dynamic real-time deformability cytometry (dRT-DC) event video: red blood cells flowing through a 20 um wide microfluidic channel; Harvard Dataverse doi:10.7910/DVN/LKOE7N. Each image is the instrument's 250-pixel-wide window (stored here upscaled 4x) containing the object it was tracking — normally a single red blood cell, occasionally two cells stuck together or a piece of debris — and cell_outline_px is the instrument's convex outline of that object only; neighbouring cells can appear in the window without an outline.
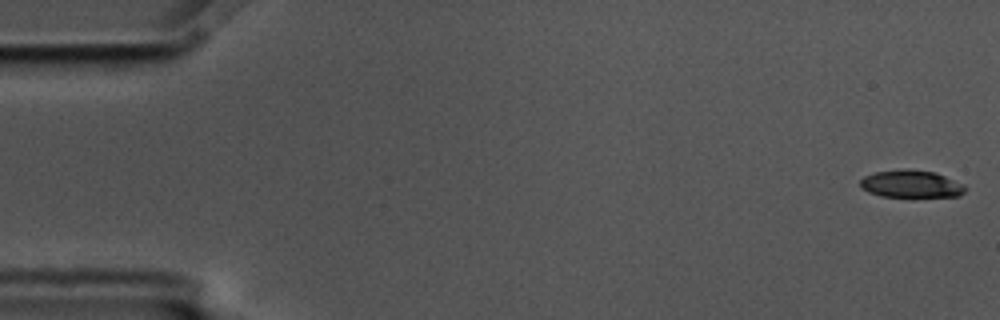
{"species": "common noctule bat (a hibernating species)", "species_latin": "Nyctalus noctula", "temperature_condition": "cold", "stored_images_in_passage": 5, "camera_frame_rate_fps": 3000, "um_per_image_px": 0.085, "animal": {"sex": "male", "body_mass_g": 17.5, "forearm_length_mm": 52.3}, "frame": {"image": 1, "passage_image": 1, "time_ms": 0.0, "image_size_px": [1000, 320], "cell_outline_px": [[968, 188], [960, 196], [880, 196], [868, 192], [860, 188], [860, 180], [864, 176], [876, 172], [936, 172], [964, 184]], "centroid_in_image_um": [77.47, 15.68], "position_along_channel_um": 7.5, "area_um2": 16.01}}
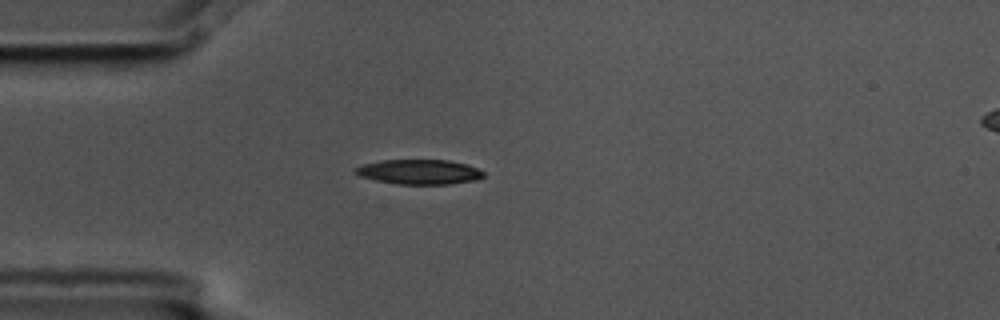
{"frame": {"image": 2, "passage_image": 5, "time_ms": 1.333, "image_size_px": [1000, 320], "cell_outline_px": [[484, 176], [476, 180], [452, 184], [396, 184], [376, 180], [360, 176], [352, 172], [352, 168], [364, 164], [384, 160], [448, 160], [468, 164], [484, 172]], "centroid_in_image_um": [35.62, 14.61], "position_along_channel_um": 49.4, "area_um2": 18.61}}